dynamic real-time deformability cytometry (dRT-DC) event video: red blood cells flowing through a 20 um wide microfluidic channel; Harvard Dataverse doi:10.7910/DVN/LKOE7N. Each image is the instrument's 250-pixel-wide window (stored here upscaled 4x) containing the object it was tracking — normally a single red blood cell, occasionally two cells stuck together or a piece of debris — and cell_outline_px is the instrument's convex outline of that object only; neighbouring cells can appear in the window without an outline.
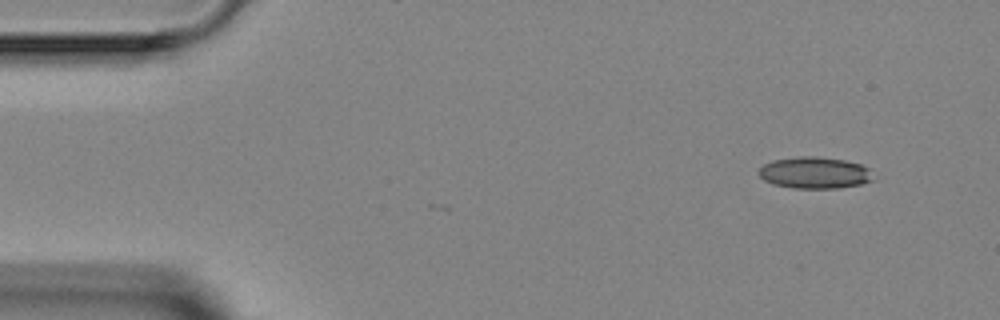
{"species": "Egyptian fruit bat (a non-hibernating species)", "species_latin": "Rousettus aegyptiacus", "temperature_condition": "room temperature", "stored_images_in_passage": 4, "camera_frame_rate_fps": 3000, "um_per_image_px": 0.085, "animal": {"sex": "female"}, "frame": {"image": 1, "passage_image": 1, "time_ms": 0.0, "image_size_px": [1000, 320], "cell_outline_px": [[872, 180], [860, 184], [836, 188], [792, 188], [772, 184], [764, 180], [756, 172], [764, 164], [772, 160], [800, 156], [816, 156], [844, 160], [860, 164], [868, 168]], "centroid_in_image_um": [69.18, 14.68], "position_along_channel_um": 15.8, "area_um2": 20.98}}
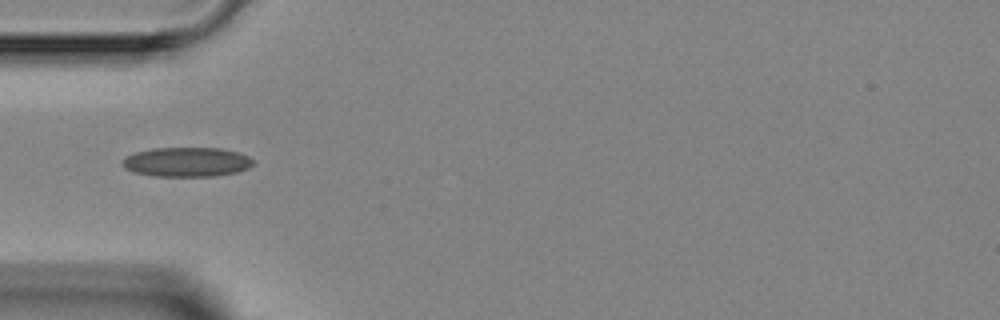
{"frame": {"image": 2, "passage_image": 4, "time_ms": 3.667, "image_size_px": [1000, 320], "cell_outline_px": [[256, 160], [248, 168], [240, 172], [216, 176], [156, 176], [132, 172], [124, 168], [120, 164], [120, 160], [124, 156], [136, 152], [152, 148], [220, 148], [240, 152]], "centroid_in_image_um": [15.86, 13.77], "position_along_channel_um": 69.1, "area_um2": 22.89}}